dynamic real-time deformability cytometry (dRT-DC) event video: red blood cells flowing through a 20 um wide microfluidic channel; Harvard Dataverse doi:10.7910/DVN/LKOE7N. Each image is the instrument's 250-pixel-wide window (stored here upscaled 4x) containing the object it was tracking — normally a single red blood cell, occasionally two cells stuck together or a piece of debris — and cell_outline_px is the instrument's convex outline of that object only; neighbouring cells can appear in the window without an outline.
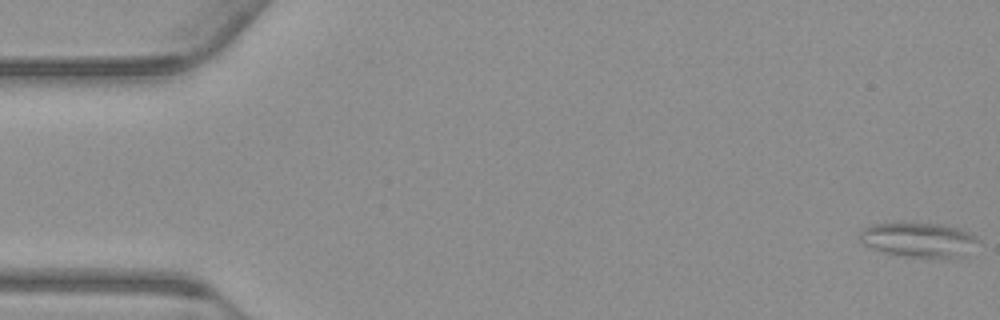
{"species": "common noctule bat (a hibernating species)", "species_latin": "Nyctalus noctula", "temperature_condition": "warm", "stored_images_in_passage": 11, "camera_frame_rate_fps": 3000, "um_per_image_px": 0.085, "animal": {"sex": "male", "body_mass_g": 23.1, "forearm_length_mm": 52.7}, "frame": {"image": 1, "passage_image": 1, "time_ms": 0.0, "image_size_px": [1000, 320], "cell_outline_px": [[980, 240], [964, 256], [912, 256], [888, 252], [864, 244], [860, 240], [860, 232], [864, 228], [872, 224], [948, 224], [960, 228], [976, 236]], "centroid_in_image_um": [78.15, 20.35], "position_along_channel_um": 6.9, "area_um2": 22.89}}